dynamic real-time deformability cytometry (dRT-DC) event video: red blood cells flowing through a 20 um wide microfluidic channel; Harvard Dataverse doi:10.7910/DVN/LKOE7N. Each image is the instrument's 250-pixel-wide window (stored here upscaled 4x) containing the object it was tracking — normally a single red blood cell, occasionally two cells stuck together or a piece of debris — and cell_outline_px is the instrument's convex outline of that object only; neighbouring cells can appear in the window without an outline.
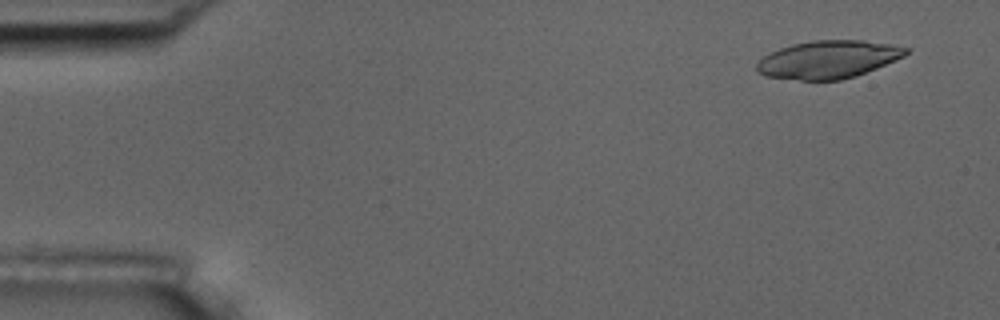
{"species": "common noctule bat (a hibernating species)", "species_latin": "Nyctalus noctula", "temperature_condition": "room temperature", "stored_images_in_passage": 5, "camera_frame_rate_fps": 3000, "um_per_image_px": 0.085, "animal": {"sex": "male", "body_mass_g": 17.5, "forearm_length_mm": 52.3}, "frame": {"image": 1, "passage_image": 2, "time_ms": 1.0, "image_size_px": [1000, 320], "cell_outline_px": [[912, 48], [904, 56], [876, 68], [856, 76], [840, 80], [800, 80], [764, 76], [756, 72], [756, 64], [768, 52], [792, 44], [812, 40], [864, 40], [892, 44]], "centroid_in_image_um": [70.39, 5.05], "position_along_channel_um": 14.6, "area_um2": 33.06}}